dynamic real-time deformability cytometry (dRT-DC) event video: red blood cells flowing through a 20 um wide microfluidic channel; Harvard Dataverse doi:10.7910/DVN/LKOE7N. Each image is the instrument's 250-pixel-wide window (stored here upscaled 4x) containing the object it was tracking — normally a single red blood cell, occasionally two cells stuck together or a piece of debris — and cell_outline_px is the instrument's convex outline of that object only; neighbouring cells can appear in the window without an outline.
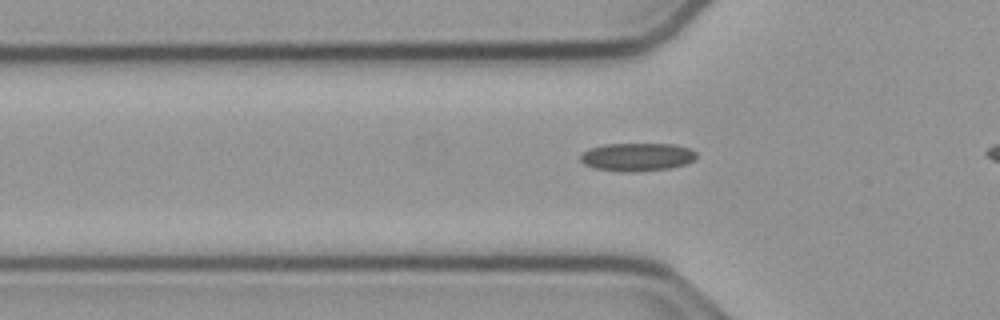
{"species": "common noctule bat (a hibernating species)", "species_latin": "Nyctalus noctula", "temperature_condition": "cold", "stored_images_in_passage": 36, "camera_frame_rate_fps": 3000, "um_per_image_px": 0.085, "animal": {"sex": "male", "body_mass_g": 23.1, "forearm_length_mm": 52.7}, "frame": {"image": 1, "passage_image": 9, "time_ms": 2.667, "image_size_px": [1000, 320], "cell_outline_px": [[696, 160], [688, 164], [668, 168], [636, 172], [620, 172], [592, 168], [584, 164], [580, 160], [580, 156], [588, 148], [604, 144], [676, 144], [688, 148], [696, 152]], "centroid_in_image_um": [54.15, 13.35], "position_along_channel_um": 71.7, "area_um2": 19.31}}
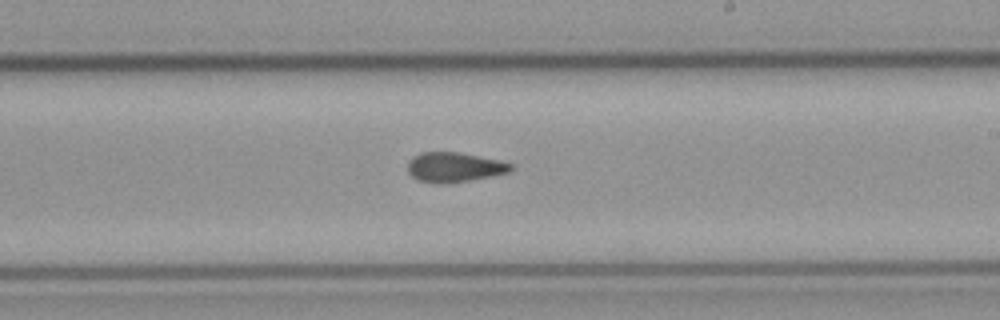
{"frame": {"image": 2, "passage_image": 23, "time_ms": 7.333, "image_size_px": [1000, 320], "cell_outline_px": [[512, 168], [508, 172], [448, 184], [436, 184], [416, 180], [408, 172], [408, 164], [412, 156], [420, 152], [460, 152], [500, 160], [512, 164]], "centroid_in_image_um": [38.56, 14.21], "position_along_channel_um": 250.4, "area_um2": 17.92}}
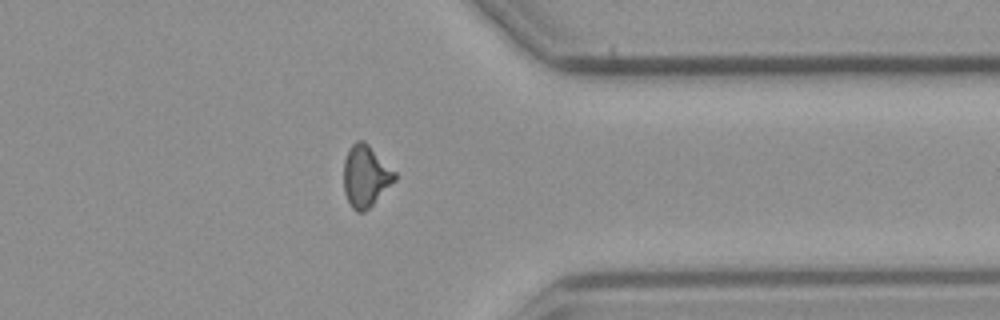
{"frame": {"image": 3, "passage_image": 34, "time_ms": 11.0, "image_size_px": [1000, 320], "cell_outline_px": [[396, 180], [364, 212], [356, 212], [352, 208], [344, 192], [344, 160], [348, 148], [356, 140], [364, 140], [396, 172]], "centroid_in_image_um": [31.07, 14.95], "position_along_channel_um": 380.3, "area_um2": 18.26}}